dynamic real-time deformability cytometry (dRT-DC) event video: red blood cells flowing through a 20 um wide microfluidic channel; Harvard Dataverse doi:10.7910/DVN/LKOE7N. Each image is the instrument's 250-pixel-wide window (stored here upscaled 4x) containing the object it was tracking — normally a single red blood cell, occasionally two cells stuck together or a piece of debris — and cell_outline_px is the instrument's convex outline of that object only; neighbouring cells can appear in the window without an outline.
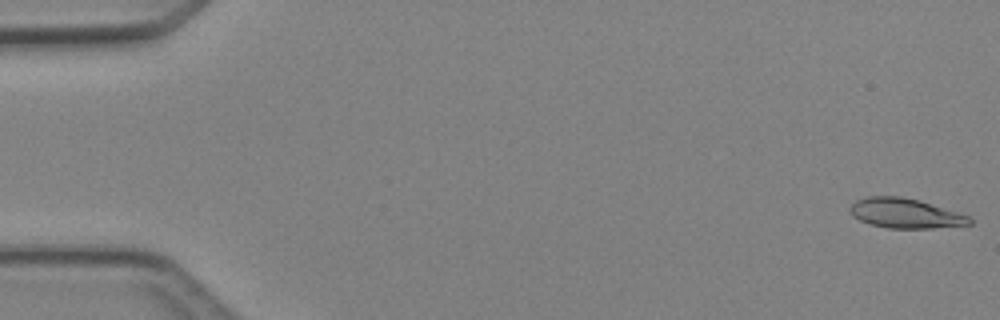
{"species": "Egyptian fruit bat (a non-hibernating species)", "species_latin": "Rousettus aegyptiacus", "temperature_condition": "cold", "stored_images_in_passage": 48, "camera_frame_rate_fps": 3000, "um_per_image_px": 0.085, "animal": {"sex": "female"}, "frame": {"image": 1, "passage_image": 1, "time_ms": 0.0, "image_size_px": [1000, 320], "cell_outline_px": [[972, 224], [932, 228], [888, 228], [872, 224], [860, 220], [852, 216], [848, 212], [848, 208], [856, 200], [868, 196], [900, 196], [920, 200], [968, 216], [972, 220]], "centroid_in_image_um": [76.9, 18.12], "position_along_channel_um": 8.1, "area_um2": 20.63}}
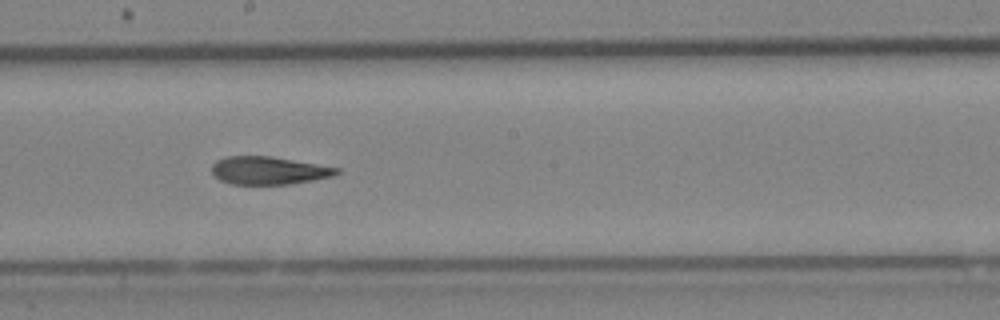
{"frame": {"image": 2, "passage_image": 27, "time_ms": 8.667, "image_size_px": [1000, 320], "cell_outline_px": [[340, 172], [332, 176], [312, 180], [288, 184], [232, 184], [220, 180], [212, 172], [212, 164], [216, 160], [228, 156], [272, 156], [340, 168]], "centroid_in_image_um": [22.83, 14.48], "position_along_channel_um": 225.4, "area_um2": 20.17}}
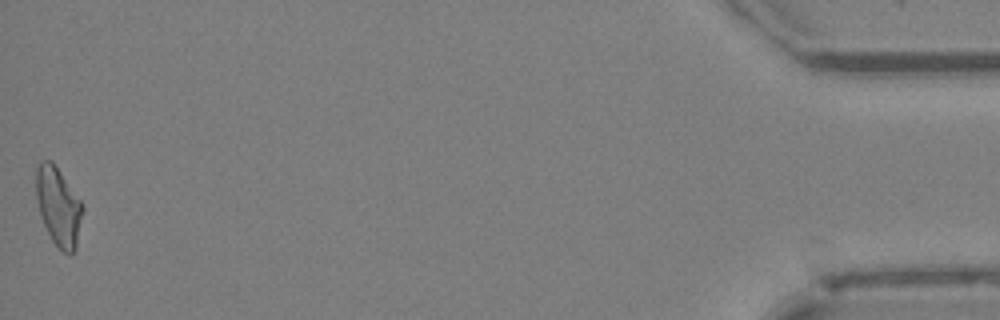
{"frame": {"image": 3, "passage_image": 48, "time_ms": 15.667, "image_size_px": [1000, 320], "cell_outline_px": [[84, 208], [76, 248], [72, 252], [64, 252], [52, 240], [40, 216], [36, 196], [36, 168], [44, 160], [52, 160], [80, 200]], "centroid_in_image_um": [4.96, 17.53], "position_along_channel_um": 430.2, "area_um2": 20.98}, "authors_computed_cell_mechanics": {"area_um2": 20.9525, "velocity_mm_per_s": 4.2627, "shape_relaxation_time_tau1_ms": 6.9125, "shape_relaxation_time_tau2_ms": 3.9085, "deformation_change_tau1": 0.1956, "deformation_change_tau2": 0.1176}}